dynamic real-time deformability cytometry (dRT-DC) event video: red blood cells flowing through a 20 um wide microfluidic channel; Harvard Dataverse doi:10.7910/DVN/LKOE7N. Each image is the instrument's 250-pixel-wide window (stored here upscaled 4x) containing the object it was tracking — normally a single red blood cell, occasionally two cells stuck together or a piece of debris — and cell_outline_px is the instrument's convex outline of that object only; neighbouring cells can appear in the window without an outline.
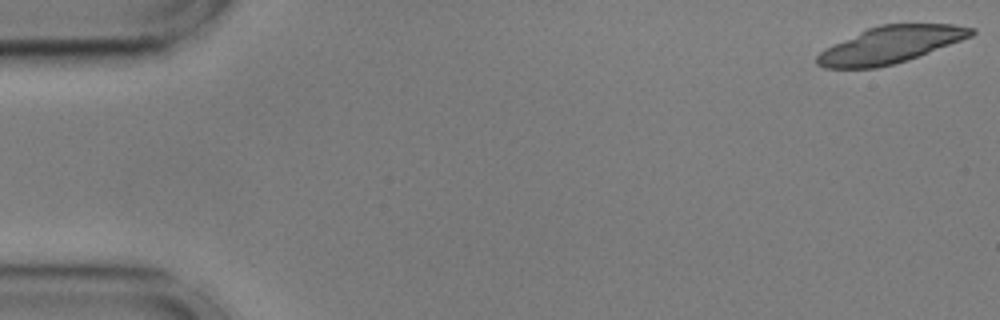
{"species": "common noctule bat (a hibernating species)", "species_latin": "Nyctalus noctula", "temperature_condition": "cold", "stored_images_in_passage": 15, "camera_frame_rate_fps": 3000, "um_per_image_px": 0.085, "animal": {"sex": "male", "body_mass_g": 17.9, "forearm_length_mm": 54.2}, "frame": {"image": 1, "passage_image": 1, "time_ms": 0.0, "image_size_px": [1000, 320], "cell_outline_px": [[976, 32], [972, 36], [908, 60], [876, 68], [824, 68], [816, 64], [816, 56], [824, 48], [868, 28], [880, 24], [952, 24], [976, 28]], "centroid_in_image_um": [75.68, 3.81], "position_along_channel_um": 9.3, "area_um2": 33.0}}